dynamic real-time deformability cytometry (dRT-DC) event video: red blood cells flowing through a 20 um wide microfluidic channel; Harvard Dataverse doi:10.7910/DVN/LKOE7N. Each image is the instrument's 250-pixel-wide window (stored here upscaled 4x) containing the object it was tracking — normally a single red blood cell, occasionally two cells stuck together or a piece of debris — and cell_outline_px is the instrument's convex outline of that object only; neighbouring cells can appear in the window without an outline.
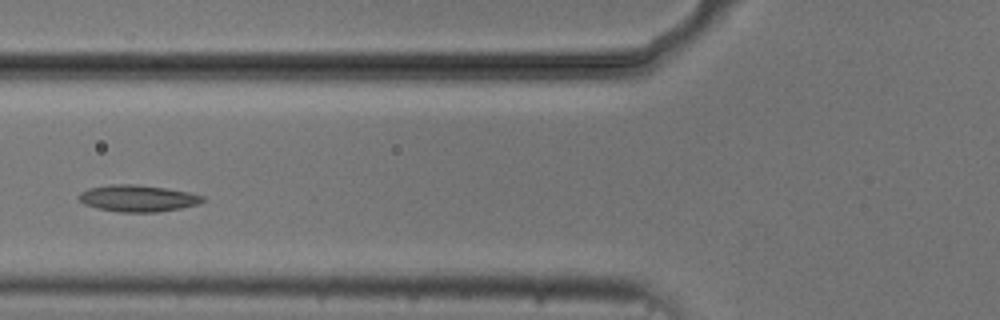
{"species": "common noctule bat (a hibernating species)", "species_latin": "Nyctalus noctula", "temperature_condition": "cold", "stored_images_in_passage": 4, "camera_frame_rate_fps": 3000, "um_per_image_px": 0.085, "animal": {"sex": "male", "body_mass_g": 20.5, "forearm_length_mm": 52.5}, "frame": {"image": 1, "passage_image": 4, "time_ms": 4.0, "image_size_px": [1000, 320], "cell_outline_px": [[204, 200], [196, 204], [180, 208], [156, 212], [120, 212], [96, 208], [84, 204], [76, 196], [80, 192], [88, 188], [108, 184], [136, 184], [164, 188], [188, 192], [204, 196]], "centroid_in_image_um": [11.64, 16.85], "position_along_channel_um": 114.2, "area_um2": 19.19}}